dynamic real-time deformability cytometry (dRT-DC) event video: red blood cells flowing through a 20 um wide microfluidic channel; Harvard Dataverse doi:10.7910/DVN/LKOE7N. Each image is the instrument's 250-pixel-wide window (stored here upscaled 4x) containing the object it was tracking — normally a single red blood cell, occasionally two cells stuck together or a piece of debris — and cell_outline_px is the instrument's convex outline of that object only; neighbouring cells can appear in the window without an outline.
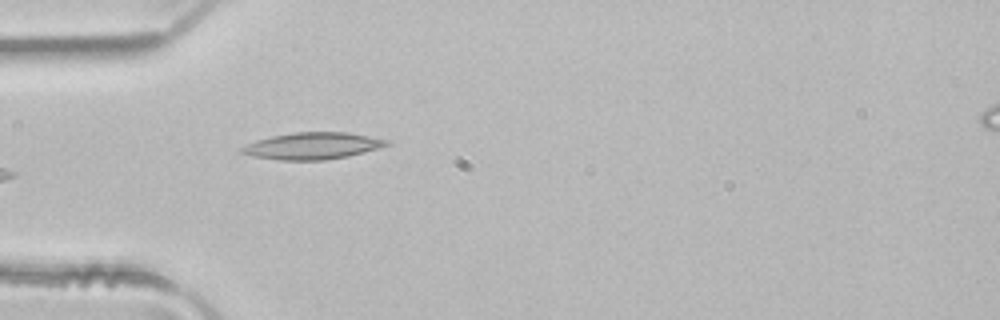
{"species": "common noctule bat (a hibernating species)", "species_latin": "Nyctalus noctula", "temperature_condition": "room temperature", "stored_images_in_passage": 3, "camera_frame_rate_fps": 3000, "um_per_image_px": 0.085, "animal": {"sex": "male", "body_mass_g": 21.5, "forearm_length_mm": 52.0}, "frame": {"image": 1, "passage_image": 3, "time_ms": 0.667, "image_size_px": [1000, 320], "cell_outline_px": [[388, 144], [380, 148], [348, 156], [324, 160], [280, 160], [252, 156], [240, 152], [240, 148], [256, 140], [272, 136], [292, 132], [348, 132], [388, 140]], "centroid_in_image_um": [26.55, 12.4], "position_along_channel_um": 58.5, "area_um2": 22.48}}